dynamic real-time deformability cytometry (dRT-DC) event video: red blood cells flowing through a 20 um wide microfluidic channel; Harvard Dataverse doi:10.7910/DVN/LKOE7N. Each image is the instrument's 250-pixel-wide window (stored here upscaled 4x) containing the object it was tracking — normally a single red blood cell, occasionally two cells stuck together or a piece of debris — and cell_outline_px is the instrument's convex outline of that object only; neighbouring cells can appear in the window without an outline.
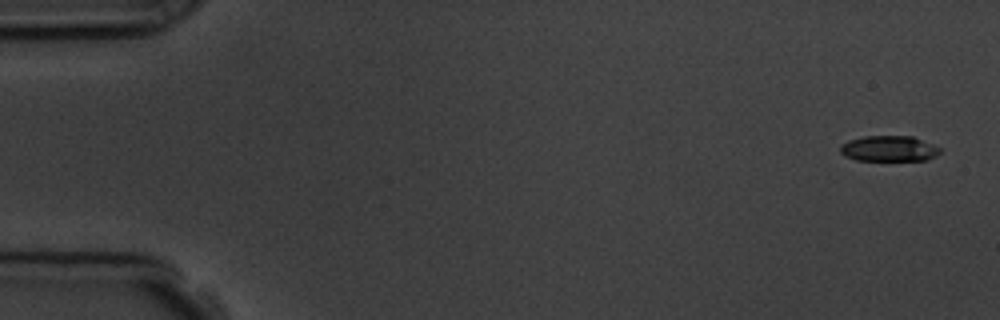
{"species": "common noctule bat (a hibernating species)", "species_latin": "Nyctalus noctula", "temperature_condition": "room temperature", "stored_images_in_passage": 5, "camera_frame_rate_fps": 3000, "um_per_image_px": 0.085, "animal": {"sex": "male", "body_mass_g": 19.5, "forearm_length_mm": 54.6}, "frame": {"image": 1, "passage_image": 1, "time_ms": 0.0, "image_size_px": [1000, 320], "cell_outline_px": [[940, 152], [936, 156], [928, 160], [856, 160], [844, 156], [840, 152], [840, 144], [848, 140], [864, 136], [912, 136], [940, 148]], "centroid_in_image_um": [75.52, 12.63], "position_along_channel_um": 9.5, "area_um2": 14.91}}
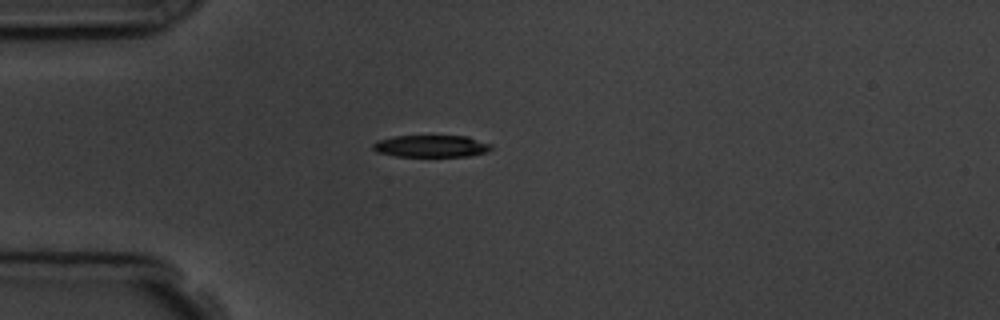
{"frame": {"image": 2, "passage_image": 4, "time_ms": 4.333, "image_size_px": [1000, 320], "cell_outline_px": [[492, 148], [488, 152], [468, 156], [396, 156], [376, 152], [372, 148], [372, 144], [376, 140], [392, 136], [468, 136], [492, 144]], "centroid_in_image_um": [36.64, 12.41], "position_along_channel_um": 48.4, "area_um2": 15.32}}